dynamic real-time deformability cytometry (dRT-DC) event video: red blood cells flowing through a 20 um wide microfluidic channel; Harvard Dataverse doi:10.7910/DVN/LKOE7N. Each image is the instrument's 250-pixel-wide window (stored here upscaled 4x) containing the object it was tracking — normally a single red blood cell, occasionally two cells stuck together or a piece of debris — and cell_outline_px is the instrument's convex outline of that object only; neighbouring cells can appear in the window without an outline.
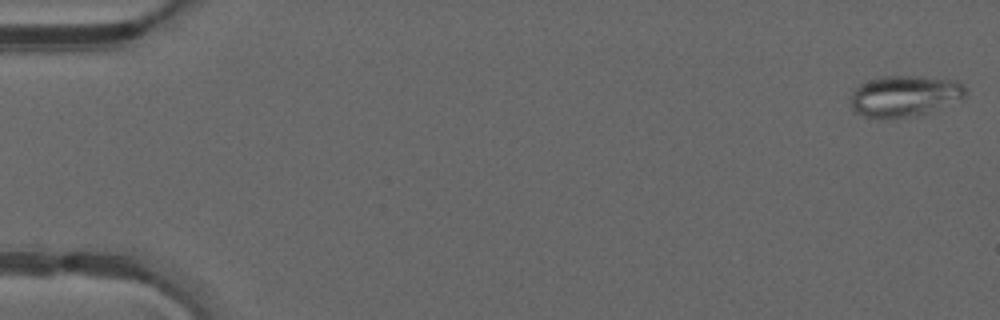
{"species": "common noctule bat (a hibernating species)", "species_latin": "Nyctalus noctula", "temperature_condition": "warm", "stored_images_in_passage": 49, "camera_frame_rate_fps": 3000, "um_per_image_px": 0.085, "animal": {"sex": "male", "forearm_length_mm": 52.5}, "frame": {"image": 1, "passage_image": 1, "time_ms": 0.0, "image_size_px": [1000, 320], "cell_outline_px": [[968, 92], [960, 100], [916, 116], [888, 120], [880, 120], [864, 116], [852, 112], [852, 92], [860, 84], [868, 80], [880, 76], [920, 76], [960, 80], [968, 88]], "centroid_in_image_um": [76.9, 8.17], "position_along_channel_um": 8.1, "area_um2": 28.26}}
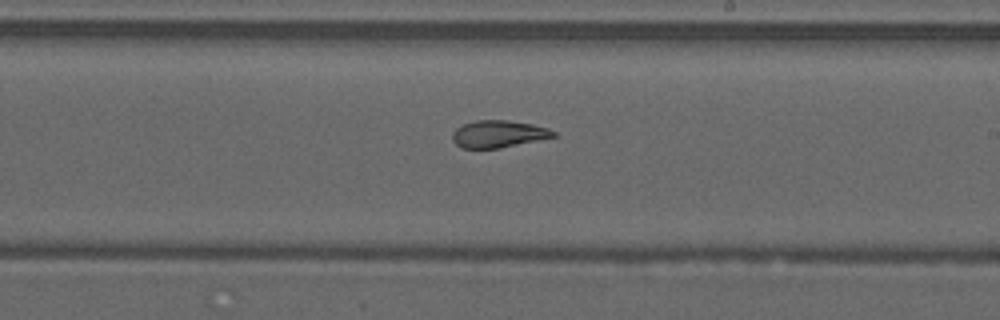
{"frame": {"image": 2, "passage_image": 29, "time_ms": 9.333, "image_size_px": [1000, 320], "cell_outline_px": [[556, 136], [500, 148], [460, 148], [452, 140], [452, 132], [456, 128], [464, 124], [476, 120], [508, 120], [532, 124], [548, 128], [556, 132]], "centroid_in_image_um": [42.34, 11.38], "position_along_channel_um": 246.7, "area_um2": 15.95}}
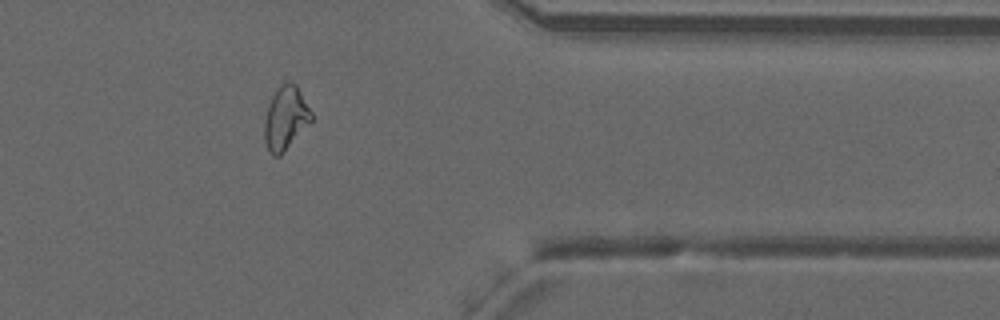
{"frame": {"image": 3, "passage_image": 40, "time_ms": 13.0, "image_size_px": [1000, 320], "cell_outline_px": [[312, 120], [284, 152], [280, 156], [272, 156], [268, 152], [264, 140], [264, 120], [272, 96], [276, 88], [280, 84], [288, 80], [296, 84], [312, 112]], "centroid_in_image_um": [24.26, 10.04], "position_along_channel_um": 387.1, "area_um2": 17.46}, "authors_computed_cell_mechanics": {"area_um2": 19.3052, "velocity_mm_per_s": 4.2283, "shape_relaxation_time_tau1_ms": null, "shape_relaxation_time_tau2_ms": 1.6874, "deformation_change_tau1": null, "deformation_change_tau2": 0.0772}}